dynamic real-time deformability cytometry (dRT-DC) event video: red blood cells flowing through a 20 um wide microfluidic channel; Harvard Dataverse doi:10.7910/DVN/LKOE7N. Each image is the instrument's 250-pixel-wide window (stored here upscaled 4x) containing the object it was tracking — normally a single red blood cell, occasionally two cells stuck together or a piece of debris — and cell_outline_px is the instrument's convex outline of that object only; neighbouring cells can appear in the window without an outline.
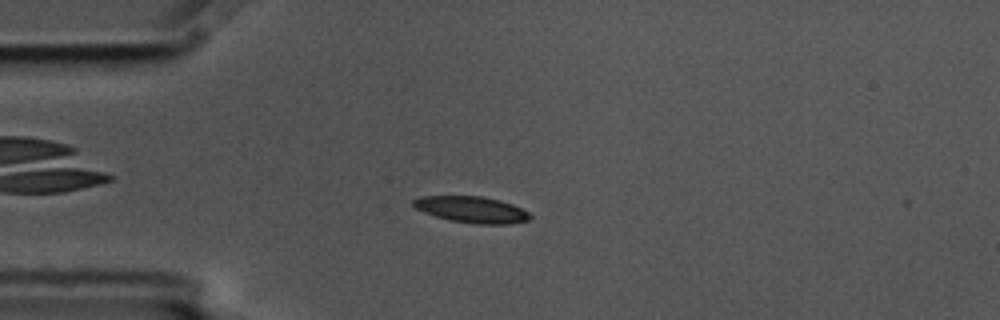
{"species": "common noctule bat (a hibernating species)", "species_latin": "Nyctalus noctula", "temperature_condition": "cold", "stored_images_in_passage": 7, "camera_frame_rate_fps": 3000, "um_per_image_px": 0.085, "animal": {"sex": "male", "body_mass_g": 17.5, "forearm_length_mm": 52.3}, "frame": {"image": 1, "passage_image": 5, "time_ms": 1.333, "image_size_px": [1000, 320], "cell_outline_px": [[532, 216], [528, 220], [508, 224], [476, 224], [448, 220], [424, 212], [416, 208], [412, 204], [412, 200], [420, 196], [480, 196], [500, 200], [512, 204], [528, 212]], "centroid_in_image_um": [40.08, 17.81], "position_along_channel_um": 44.9, "area_um2": 17.86}}